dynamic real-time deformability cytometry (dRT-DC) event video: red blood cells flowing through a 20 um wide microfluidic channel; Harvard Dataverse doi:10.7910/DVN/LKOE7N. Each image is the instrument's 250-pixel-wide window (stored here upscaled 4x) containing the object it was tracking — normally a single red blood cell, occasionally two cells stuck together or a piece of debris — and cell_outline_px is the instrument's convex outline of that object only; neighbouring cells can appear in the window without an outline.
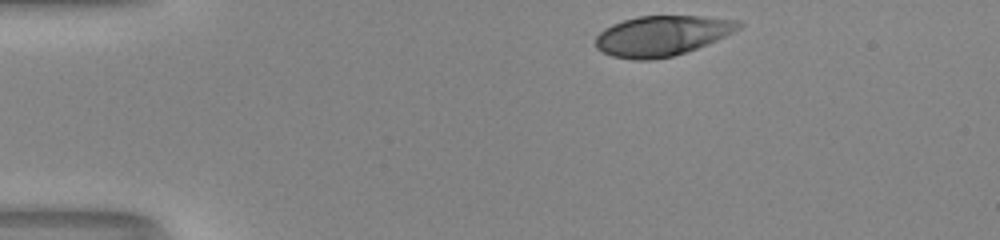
{"species": "human", "species_latin": "Homo sapiens", "temperature_condition": "room temperature", "stored_images_in_passage": 33, "camera_frame_rate_fps": 3000, "um_per_image_px": 0.085, "donor": {"sex": "male"}, "frame": {"image": 1, "passage_image": 1, "time_ms": 0.0, "image_size_px": [1000, 240], "cell_outline_px": [[744, 24], [740, 28], [708, 44], [672, 56], [652, 60], [632, 60], [612, 56], [596, 48], [596, 36], [604, 28], [612, 24], [624, 20], [640, 16], [700, 16], [740, 20]], "centroid_in_image_um": [56.26, 3.04], "position_along_channel_um": 28.7, "area_um2": 33.41}}
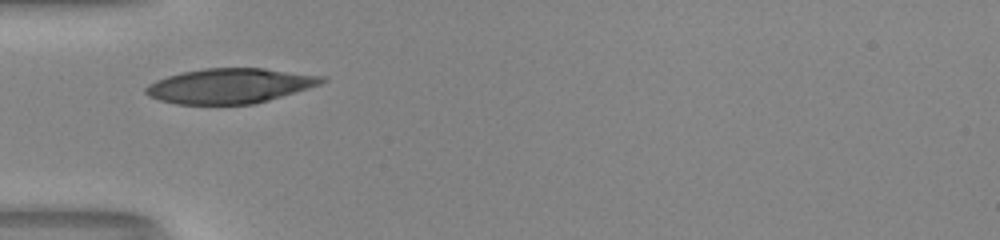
{"frame": {"image": 2, "passage_image": 9, "time_ms": 2.667, "image_size_px": [1000, 240], "cell_outline_px": [[328, 80], [320, 84], [308, 88], [268, 100], [252, 104], [176, 104], [160, 100], [148, 96], [144, 92], [144, 88], [148, 84], [156, 80], [168, 76], [184, 72], [204, 68], [264, 68], [324, 76]], "centroid_in_image_um": [19.52, 7.29], "position_along_channel_um": 65.5, "area_um2": 35.66}}
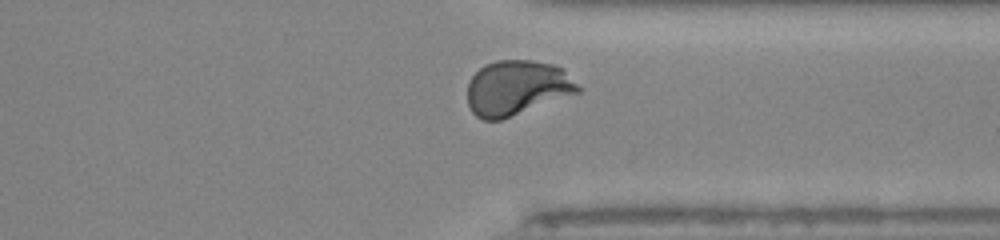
{"frame": {"image": 3, "passage_image": 31, "time_ms": 10.0, "image_size_px": [1000, 240], "cell_outline_px": [[584, 88], [580, 92], [500, 120], [484, 120], [476, 116], [472, 112], [468, 104], [468, 80], [484, 64], [496, 60], [532, 60], [552, 64], [564, 68]], "centroid_in_image_um": [43.97, 7.45], "position_along_channel_um": 367.4, "area_um2": 35.72}, "authors_computed_cell_mechanics": {"area_um2": 35.1424, "velocity_mm_per_s": 4.1433, "shape_relaxation_time_tau1_ms": 4.7981, "shape_relaxation_time_tau2_ms": null, "deformation_change_tau1": 0.2315, "deformation_change_tau2": null}}